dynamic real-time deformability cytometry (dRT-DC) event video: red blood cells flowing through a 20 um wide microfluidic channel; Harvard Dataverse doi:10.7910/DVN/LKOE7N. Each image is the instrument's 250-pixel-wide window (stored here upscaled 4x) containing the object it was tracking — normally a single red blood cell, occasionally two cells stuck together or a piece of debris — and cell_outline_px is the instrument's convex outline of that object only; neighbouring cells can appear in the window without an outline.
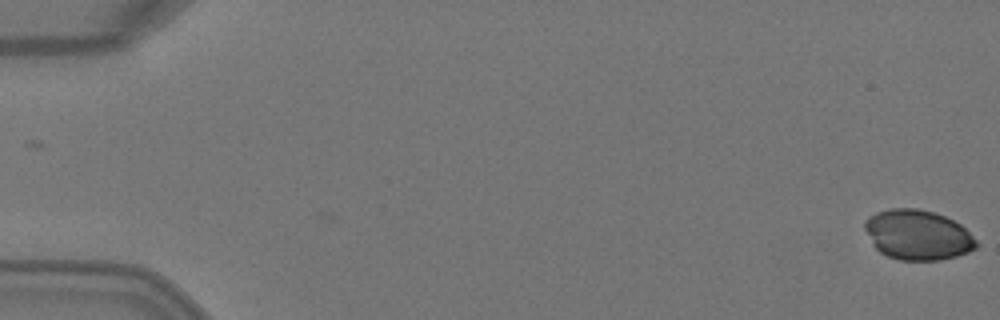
{"species": "Egyptian fruit bat (a non-hibernating species)", "species_latin": "Rousettus aegyptiacus", "temperature_condition": "warm", "stored_images_in_passage": 2, "camera_frame_rate_fps": 3000, "um_per_image_px": 0.085, "animal": {"sex": "female"}, "frame": {"image": 1, "passage_image": 2, "time_ms": 0.333, "image_size_px": [1000, 320], "cell_outline_px": [[980, 244], [976, 248], [968, 252], [956, 256], [940, 260], [900, 260], [888, 256], [880, 252], [872, 244], [864, 228], [864, 224], [876, 212], [892, 208], [916, 208], [932, 212], [944, 216], [960, 224]], "centroid_in_image_um": [78.01, 19.98], "position_along_channel_um": 7.0, "area_um2": 32.25}}